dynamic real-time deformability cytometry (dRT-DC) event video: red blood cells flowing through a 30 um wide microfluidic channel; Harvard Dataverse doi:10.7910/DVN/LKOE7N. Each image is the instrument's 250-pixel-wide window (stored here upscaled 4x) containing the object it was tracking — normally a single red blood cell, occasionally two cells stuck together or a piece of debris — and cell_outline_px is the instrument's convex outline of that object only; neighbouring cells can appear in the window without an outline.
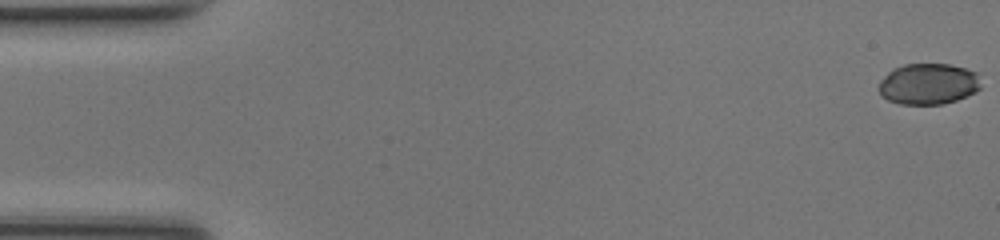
{"species": "common noctule bat (a hibernating species)", "species_latin": "Nyctalus noctula", "temperature_condition": "room temperature", "stored_images_in_passage": 13, "camera_frame_rate_fps": 3000, "um_per_image_px": 0.085, "animal": {"sex": "female", "body_mass_g": 17.0, "forearm_length_mm": 48.0}, "frame": {"image": 1, "passage_image": 1, "time_ms": 0.0, "image_size_px": [1000, 240], "cell_outline_px": [[980, 88], [976, 92], [956, 100], [944, 104], [900, 104], [888, 100], [880, 96], [876, 88], [880, 80], [888, 72], [904, 64], [948, 64], [964, 68], [976, 72]], "centroid_in_image_um": [78.85, 7.14], "position_along_channel_um": 6.1, "area_um2": 24.51}}